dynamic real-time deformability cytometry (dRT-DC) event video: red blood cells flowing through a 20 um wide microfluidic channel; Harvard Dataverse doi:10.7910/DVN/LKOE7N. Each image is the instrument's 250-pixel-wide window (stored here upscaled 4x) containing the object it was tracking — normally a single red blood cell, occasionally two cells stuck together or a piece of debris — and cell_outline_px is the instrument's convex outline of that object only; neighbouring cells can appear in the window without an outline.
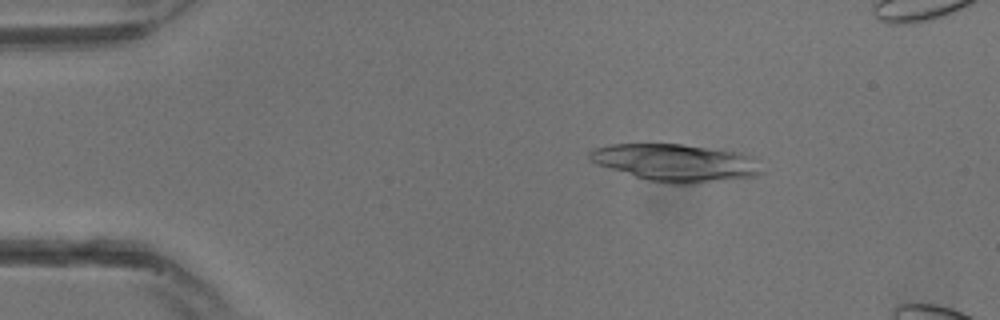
{"species": "common noctule bat (a hibernating species)", "species_latin": "Nyctalus noctula", "temperature_condition": "warm", "stored_images_in_passage": 10, "camera_frame_rate_fps": 3000, "um_per_image_px": 0.085, "animal": {"sex": "male", "body_mass_g": 13.3}, "frame": {"image": 1, "passage_image": 5, "time_ms": 1.333, "image_size_px": [1000, 320], "cell_outline_px": [[764, 172], [756, 176], [692, 184], [668, 184], [648, 180], [596, 164], [588, 160], [588, 152], [596, 148], [612, 144], [684, 144], [740, 152], [756, 156]], "centroid_in_image_um": [57.5, 13.83], "position_along_channel_um": 27.5, "area_um2": 37.86}}